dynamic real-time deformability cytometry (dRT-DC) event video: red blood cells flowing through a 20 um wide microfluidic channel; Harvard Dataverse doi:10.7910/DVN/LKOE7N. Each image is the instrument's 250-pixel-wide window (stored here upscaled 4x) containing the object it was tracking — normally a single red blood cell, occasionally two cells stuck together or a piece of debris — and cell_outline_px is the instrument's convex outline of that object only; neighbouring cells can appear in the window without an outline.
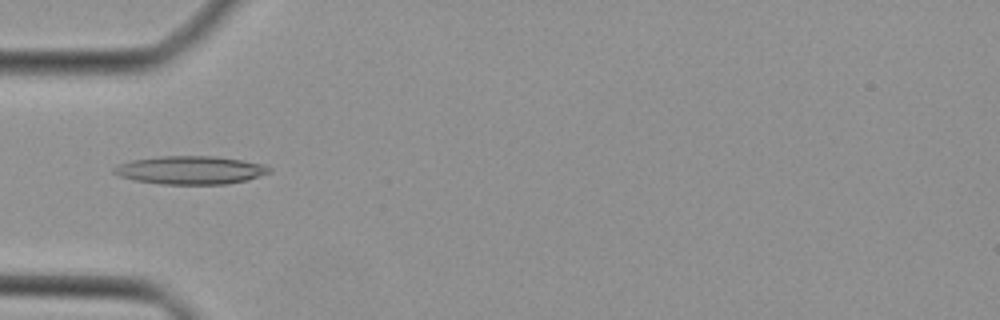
{"species": "Egyptian fruit bat (a non-hibernating species)", "species_latin": "Rousettus aegyptiacus", "temperature_condition": "cold", "stored_images_in_passage": 45, "camera_frame_rate_fps": 3000, "um_per_image_px": 0.085, "animal": {"sex": "female"}, "frame": {"image": 1, "passage_image": 15, "time_ms": 4.667, "image_size_px": [1000, 320], "cell_outline_px": [[272, 172], [248, 180], [224, 184], [160, 184], [132, 180], [120, 176], [112, 172], [112, 168], [120, 164], [132, 160], [160, 156], [216, 156], [264, 164], [272, 168]], "centroid_in_image_um": [16.2, 14.46], "position_along_channel_um": 68.8, "area_um2": 25.66}}
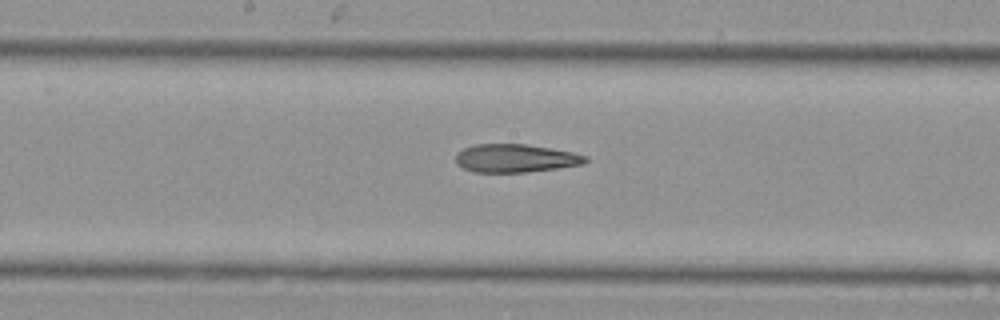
{"frame": {"image": 2, "passage_image": 24, "time_ms": 7.667, "image_size_px": [1000, 320], "cell_outline_px": [[588, 160], [584, 164], [560, 168], [524, 172], [472, 172], [456, 164], [456, 152], [464, 148], [476, 144], [524, 144], [552, 148], [572, 152], [588, 156]], "centroid_in_image_um": [43.82, 13.45], "position_along_channel_um": 204.4, "area_um2": 21.44}}
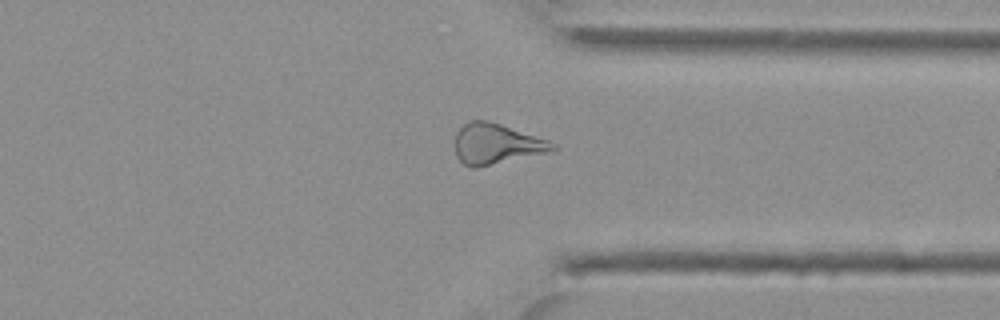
{"frame": {"image": 3, "passage_image": 35, "time_ms": 11.333, "image_size_px": [1000, 320], "cell_outline_px": [[556, 148], [548, 152], [476, 168], [472, 168], [464, 164], [456, 156], [456, 132], [468, 120], [488, 120], [548, 140], [556, 144]], "centroid_in_image_um": [42.16, 12.23], "position_along_channel_um": 369.2, "area_um2": 22.77}}